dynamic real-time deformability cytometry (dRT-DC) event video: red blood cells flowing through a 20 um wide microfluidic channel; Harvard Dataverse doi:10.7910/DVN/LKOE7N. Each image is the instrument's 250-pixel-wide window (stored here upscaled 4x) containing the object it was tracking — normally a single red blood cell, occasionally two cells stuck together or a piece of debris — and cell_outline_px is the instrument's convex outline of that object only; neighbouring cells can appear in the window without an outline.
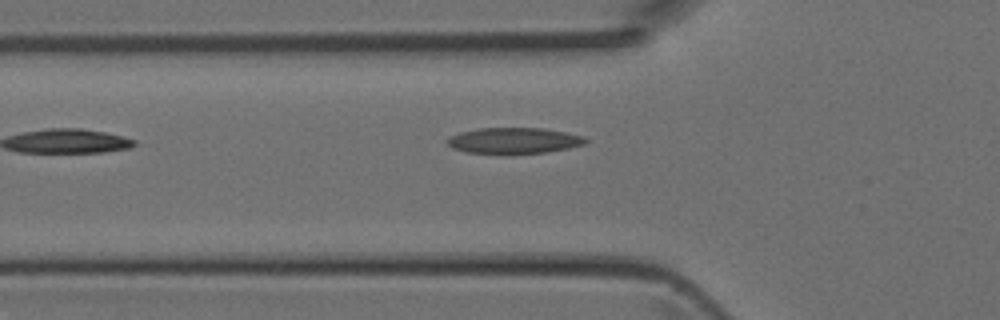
{"species": "Egyptian fruit bat (a non-hibernating species)", "species_latin": "Rousettus aegyptiacus", "temperature_condition": "room temperature", "stored_images_in_passage": 4, "camera_frame_rate_fps": 3000, "um_per_image_px": 0.085, "animal": {"sex": "female"}, "frame": {"image": 1, "passage_image": 4, "time_ms": 1.0, "image_size_px": [1000, 320], "cell_outline_px": [[588, 140], [584, 144], [568, 148], [548, 152], [464, 152], [452, 148], [444, 140], [448, 136], [460, 132], [480, 128], [544, 128], [584, 136]], "centroid_in_image_um": [43.65, 11.92], "position_along_channel_um": 82.1, "area_um2": 20.52}}